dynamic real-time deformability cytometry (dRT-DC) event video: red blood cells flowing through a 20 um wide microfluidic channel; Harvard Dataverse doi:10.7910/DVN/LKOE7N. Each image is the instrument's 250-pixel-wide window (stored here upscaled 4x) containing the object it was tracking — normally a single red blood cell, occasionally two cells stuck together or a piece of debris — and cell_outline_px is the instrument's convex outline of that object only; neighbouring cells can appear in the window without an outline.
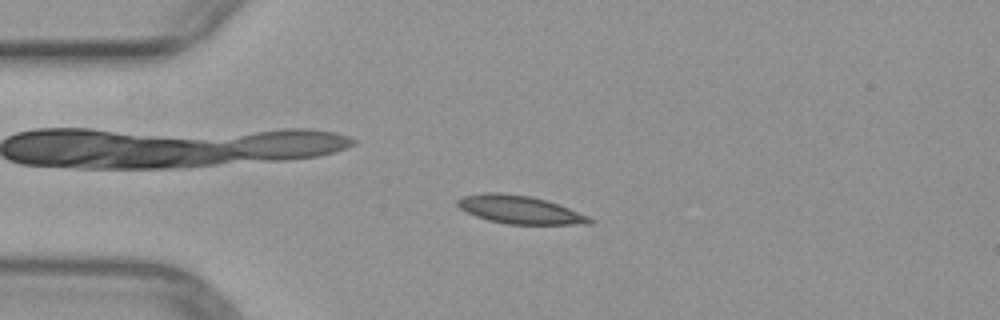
{"species": "common noctule bat (a hibernating species)", "species_latin": "Nyctalus noctula", "temperature_condition": "warm", "stored_images_in_passage": 50, "camera_frame_rate_fps": 3000, "um_per_image_px": 0.085, "animal": {"sex": "female", "body_mass_g": 29.2, "forearm_length_mm": 56.3}, "frame": {"image": 1, "passage_image": 12, "time_ms": 3.667, "image_size_px": [1000, 320], "cell_outline_px": [[596, 220], [592, 224], [508, 224], [488, 220], [476, 216], [460, 208], [456, 204], [456, 200], [464, 196], [484, 192], [500, 192], [532, 196], [568, 208], [588, 216]], "centroid_in_image_um": [44.17, 17.82], "position_along_channel_um": 40.8, "area_um2": 21.5}}
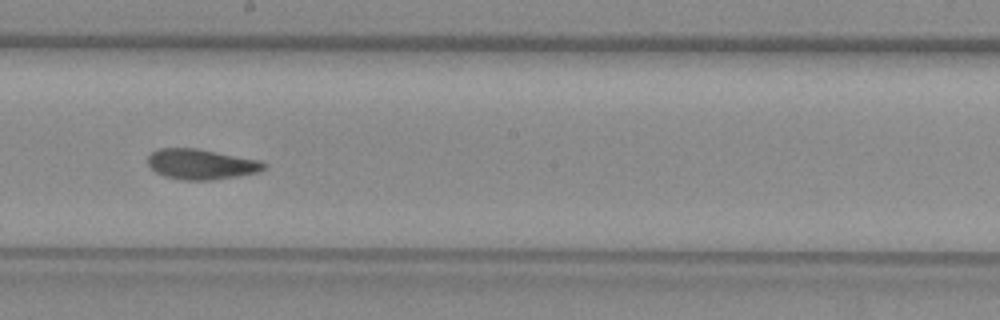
{"frame": {"image": 2, "passage_image": 28, "time_ms": 9.0, "image_size_px": [1000, 320], "cell_outline_px": [[268, 164], [260, 172], [240, 176], [212, 180], [184, 180], [164, 176], [156, 172], [148, 164], [148, 156], [152, 152], [160, 148], [196, 148], [260, 160]], "centroid_in_image_um": [17.13, 13.96], "position_along_channel_um": 231.1, "area_um2": 20.58}}
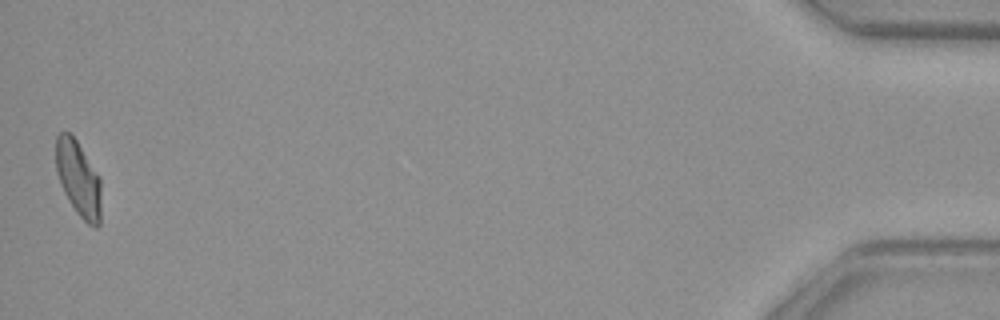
{"frame": {"image": 3, "passage_image": 50, "time_ms": 16.333, "image_size_px": [1000, 320], "cell_outline_px": [[100, 224], [96, 228], [92, 228], [76, 212], [68, 200], [60, 184], [56, 172], [56, 136], [60, 132], [68, 132], [76, 140], [100, 176]], "centroid_in_image_um": [6.66, 15.21], "position_along_channel_um": 428.5, "area_um2": 19.94}}